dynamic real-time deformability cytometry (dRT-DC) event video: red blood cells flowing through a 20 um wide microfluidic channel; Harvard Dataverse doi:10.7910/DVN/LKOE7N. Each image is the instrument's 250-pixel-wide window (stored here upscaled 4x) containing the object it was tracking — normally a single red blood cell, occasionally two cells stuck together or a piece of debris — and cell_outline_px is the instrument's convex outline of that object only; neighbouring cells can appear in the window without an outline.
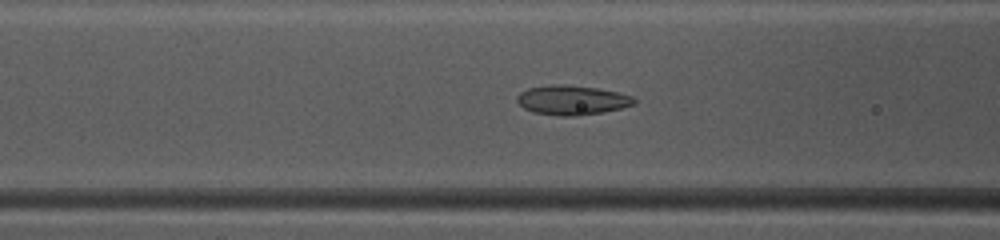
{"species": "common noctule bat (a hibernating species)", "species_latin": "Nyctalus noctula", "temperature_condition": "warm", "stored_images_in_passage": 47, "camera_frame_rate_fps": 3000, "um_per_image_px": 0.085, "animal": {"sex": "female", "body_mass_g": 10.0, "forearm_length_mm": 53.1}, "frame": {"image": 1, "passage_image": 19, "time_ms": 6.0, "image_size_px": [1000, 240], "cell_outline_px": [[636, 104], [604, 112], [576, 116], [560, 116], [536, 112], [524, 108], [516, 100], [516, 96], [520, 92], [528, 88], [556, 84], [564, 84], [596, 88], [616, 92], [632, 96], [636, 100]], "centroid_in_image_um": [48.62, 8.51], "position_along_channel_um": 118.0, "area_um2": 20.0}}
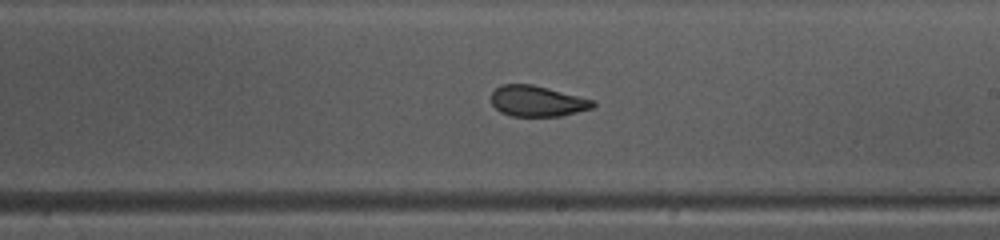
{"frame": {"image": 2, "passage_image": 28, "time_ms": 9.0, "image_size_px": [1000, 240], "cell_outline_px": [[596, 104], [592, 108], [560, 116], [512, 116], [500, 112], [492, 104], [492, 92], [500, 84], [532, 84], [596, 100]], "centroid_in_image_um": [45.67, 8.59], "position_along_channel_um": 243.3, "area_um2": 18.26}}
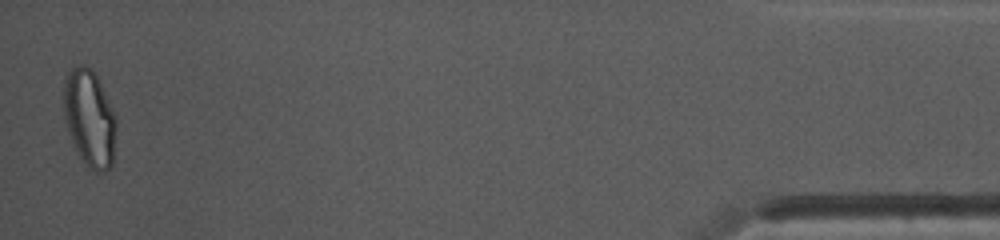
{"frame": {"image": 3, "passage_image": 47, "time_ms": 15.333, "image_size_px": [1000, 240], "cell_outline_px": [[116, 128], [112, 164], [104, 172], [96, 172], [88, 168], [80, 156], [68, 132], [64, 120], [64, 80], [68, 72], [72, 68], [80, 64], [84, 64], [96, 76], [100, 84], [116, 120]], "centroid_in_image_um": [7.59, 10.07], "position_along_channel_um": 427.6, "area_um2": 29.13}, "authors_computed_cell_mechanics": {"area_um2": 20.8658, "velocity_mm_per_s": 4.1801, "shape_relaxation_time_tau1_ms": 7.9533, "shape_relaxation_time_tau2_ms": 1.4327, "deformation_change_tau1": 0.1902, "deformation_change_tau2": 0.0639}}